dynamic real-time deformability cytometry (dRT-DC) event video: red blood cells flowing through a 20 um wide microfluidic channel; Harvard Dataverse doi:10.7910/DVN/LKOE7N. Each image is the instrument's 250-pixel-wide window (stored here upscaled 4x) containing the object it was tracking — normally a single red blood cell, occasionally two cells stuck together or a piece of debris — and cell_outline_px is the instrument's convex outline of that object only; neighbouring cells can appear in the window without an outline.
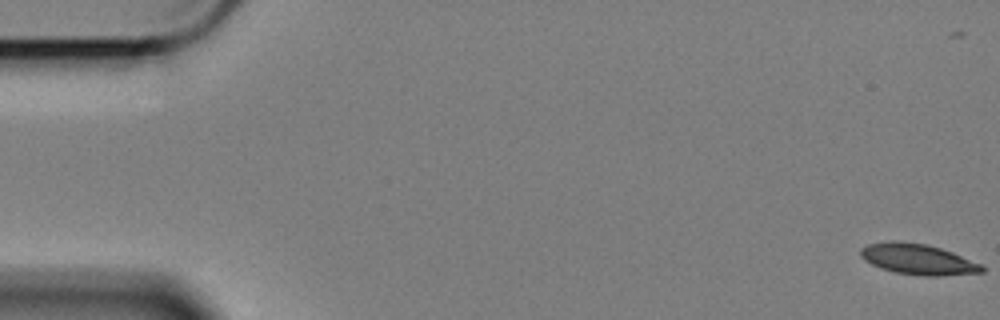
{"species": "Egyptian fruit bat (a non-hibernating species)", "species_latin": "Rousettus aegyptiacus", "temperature_condition": "cold", "stored_images_in_passage": 14, "camera_frame_rate_fps": 3000, "um_per_image_px": 0.085, "animal": {"sex": "female"}, "frame": {"image": 1, "passage_image": 1, "time_ms": 0.0, "image_size_px": [1000, 320], "cell_outline_px": [[984, 272], [940, 276], [924, 276], [896, 272], [880, 268], [864, 260], [860, 256], [860, 248], [868, 244], [892, 240], [896, 240], [924, 244], [940, 248], [952, 252], [980, 264], [984, 268]], "centroid_in_image_um": [77.98, 22.03], "position_along_channel_um": 7.0, "area_um2": 21.56}}